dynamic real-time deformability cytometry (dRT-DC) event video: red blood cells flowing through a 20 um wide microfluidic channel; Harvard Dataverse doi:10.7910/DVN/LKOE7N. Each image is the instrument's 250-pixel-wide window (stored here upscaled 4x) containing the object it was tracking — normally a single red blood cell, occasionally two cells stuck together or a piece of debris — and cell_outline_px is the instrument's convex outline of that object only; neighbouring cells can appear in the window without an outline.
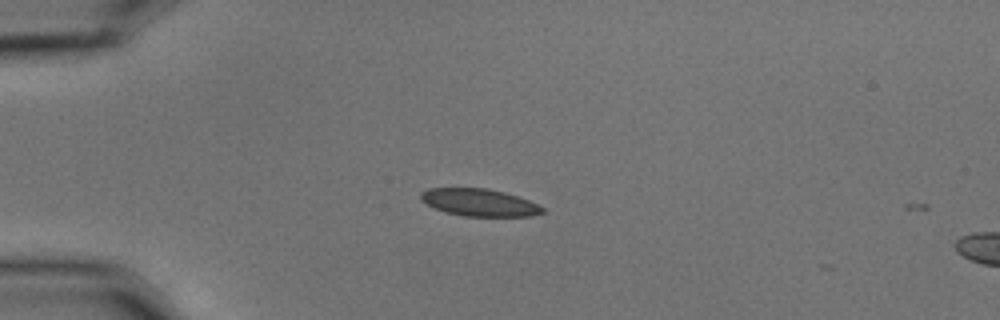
{"species": "common noctule bat (a hibernating species)", "species_latin": "Nyctalus noctula", "temperature_condition": "cold", "stored_images_in_passage": 3, "camera_frame_rate_fps": 3000, "um_per_image_px": 0.085, "animal": {"sex": "male", "body_mass_g": 15.6}, "frame": {"image": 1, "passage_image": 2, "time_ms": 0.333, "image_size_px": [1000, 320], "cell_outline_px": [[544, 212], [532, 216], [464, 216], [448, 212], [436, 208], [420, 200], [420, 192], [428, 188], [488, 188], [504, 192], [528, 200], [544, 208]], "centroid_in_image_um": [40.73, 17.2], "position_along_channel_um": 44.3, "area_um2": 19.19}}